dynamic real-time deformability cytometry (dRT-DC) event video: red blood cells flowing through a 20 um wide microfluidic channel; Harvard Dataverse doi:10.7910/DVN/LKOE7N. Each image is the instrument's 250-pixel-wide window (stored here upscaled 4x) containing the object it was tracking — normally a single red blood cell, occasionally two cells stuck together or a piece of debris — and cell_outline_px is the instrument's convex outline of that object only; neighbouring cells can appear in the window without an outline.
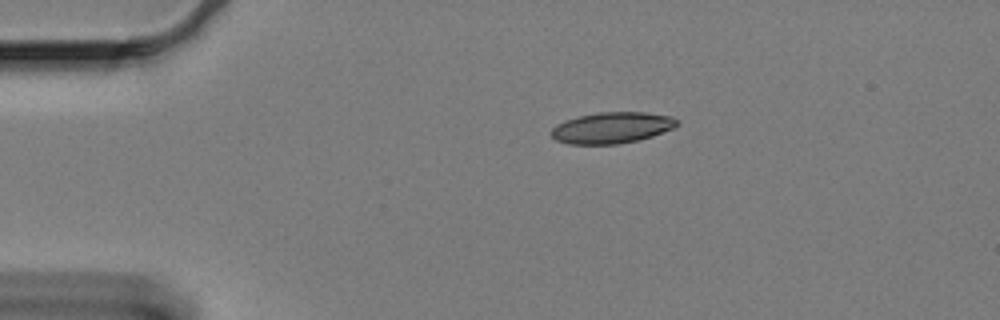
{"species": "Egyptian fruit bat (a non-hibernating species)", "species_latin": "Rousettus aegyptiacus", "temperature_condition": "cold", "stored_images_in_passage": 33, "camera_frame_rate_fps": 3000, "um_per_image_px": 0.085, "animal": {"sex": "female"}, "frame": {"image": 1, "passage_image": 1, "time_ms": 0.0, "image_size_px": [1000, 320], "cell_outline_px": [[680, 124], [672, 128], [652, 136], [636, 140], [616, 144], [568, 144], [556, 140], [552, 136], [552, 128], [556, 124], [564, 120], [580, 116], [600, 112], [644, 112], [672, 116]], "centroid_in_image_um": [51.99, 10.85], "position_along_channel_um": 33.0, "area_um2": 22.66}}
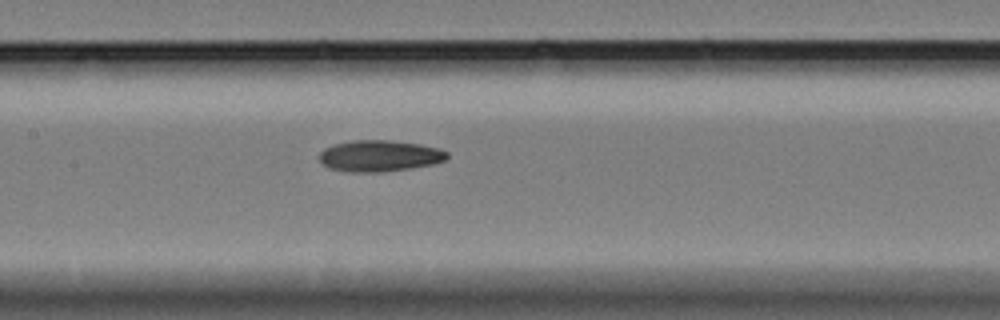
{"frame": {"image": 2, "passage_image": 18, "time_ms": 5.667, "image_size_px": [1000, 320], "cell_outline_px": [[448, 156], [444, 160], [432, 164], [384, 172], [352, 172], [328, 168], [320, 160], [320, 152], [324, 148], [332, 144], [352, 140], [388, 140], [420, 144], [440, 148], [448, 152]], "centroid_in_image_um": [32.24, 13.24], "position_along_channel_um": 175.2, "area_um2": 23.29}}
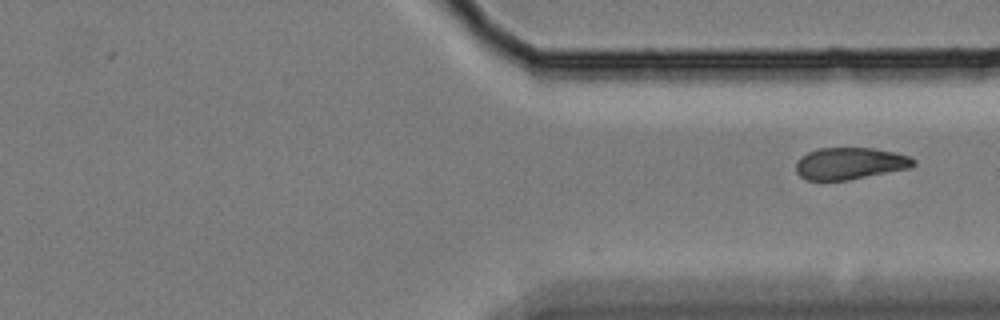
{"frame": {"image": 3, "passage_image": 33, "time_ms": 10.667, "image_size_px": [1000, 320], "cell_outline_px": [[916, 164], [908, 168], [848, 180], [808, 180], [800, 176], [796, 172], [796, 160], [800, 156], [808, 152], [820, 148], [872, 148], [896, 152], [908, 156], [916, 160]], "centroid_in_image_um": [72.22, 13.88], "position_along_channel_um": 339.2, "area_um2": 21.79}}